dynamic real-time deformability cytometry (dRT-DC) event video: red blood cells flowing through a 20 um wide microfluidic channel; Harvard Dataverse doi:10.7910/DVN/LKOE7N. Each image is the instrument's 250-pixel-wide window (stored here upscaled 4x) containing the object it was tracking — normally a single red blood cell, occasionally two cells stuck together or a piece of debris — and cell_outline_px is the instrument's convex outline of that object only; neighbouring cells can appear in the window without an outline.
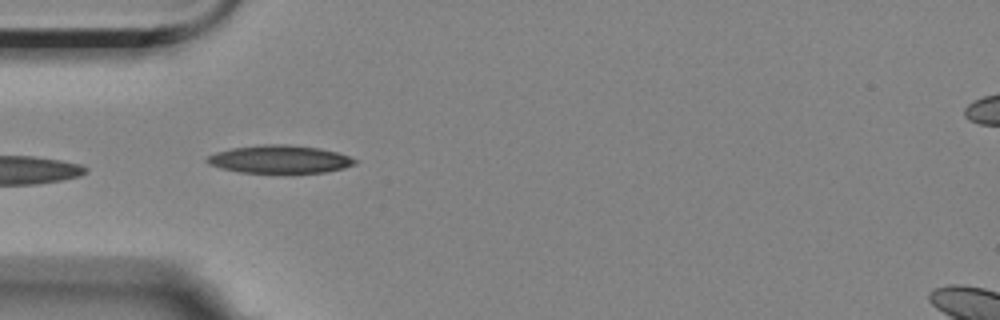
{"species": "Egyptian fruit bat (a non-hibernating species)", "species_latin": "Rousettus aegyptiacus", "temperature_condition": "room temperature", "stored_images_in_passage": 29, "camera_frame_rate_fps": 3000, "um_per_image_px": 0.085, "animal": {"sex": "female"}, "frame": {"image": 1, "passage_image": 5, "time_ms": 1.333, "image_size_px": [1000, 320], "cell_outline_px": [[356, 164], [344, 168], [324, 172], [288, 176], [240, 172], [220, 168], [208, 164], [204, 160], [208, 156], [216, 152], [232, 148], [264, 144], [284, 144], [320, 148], [336, 152], [348, 156], [356, 160]], "centroid_in_image_um": [23.76, 13.59], "position_along_channel_um": 61.2, "area_um2": 25.03}}
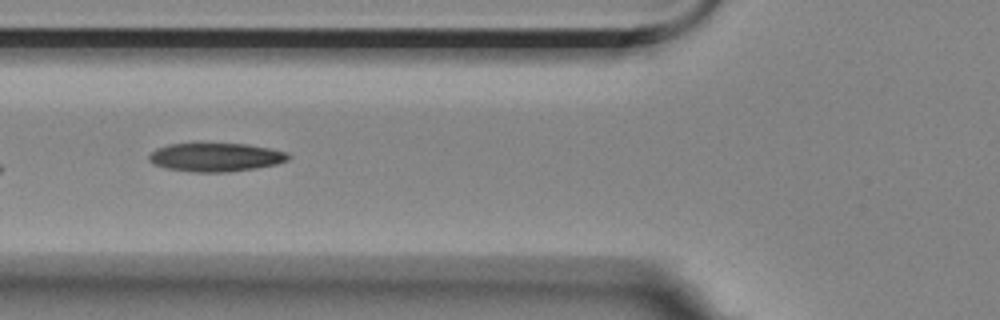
{"frame": {"image": 2, "passage_image": 9, "time_ms": 2.667, "image_size_px": [1000, 320], "cell_outline_px": [[292, 156], [288, 160], [276, 164], [256, 168], [228, 172], [192, 172], [168, 168], [156, 164], [148, 160], [148, 156], [156, 148], [168, 144], [196, 140], [200, 140], [248, 144], [272, 148], [284, 152]], "centroid_in_image_um": [18.31, 13.3], "position_along_channel_um": 107.5, "area_um2": 24.28}}